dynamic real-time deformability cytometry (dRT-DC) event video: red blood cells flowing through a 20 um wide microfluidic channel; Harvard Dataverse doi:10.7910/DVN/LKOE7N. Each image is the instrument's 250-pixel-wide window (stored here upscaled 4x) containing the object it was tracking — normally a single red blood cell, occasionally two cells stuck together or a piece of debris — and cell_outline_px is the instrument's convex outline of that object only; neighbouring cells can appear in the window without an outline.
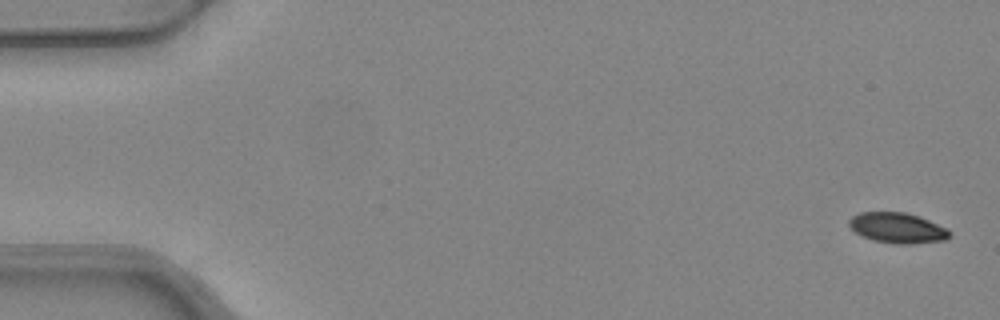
{"species": "common noctule bat (a hibernating species)", "species_latin": "Nyctalus noctula", "temperature_condition": "warm", "stored_images_in_passage": 6, "camera_frame_rate_fps": 3000, "um_per_image_px": 0.085, "animal": {"sex": "female", "body_mass_g": 24.6, "forearm_length_mm": 56.2}, "frame": {"image": 1, "passage_image": 1, "time_ms": 0.0, "image_size_px": [1000, 320], "cell_outline_px": [[952, 236], [944, 240], [912, 244], [892, 244], [872, 240], [856, 232], [848, 224], [848, 220], [852, 216], [860, 212], [904, 212], [920, 216], [948, 228], [952, 232]], "centroid_in_image_um": [76.33, 19.37], "position_along_channel_um": 8.7, "area_um2": 18.03}}
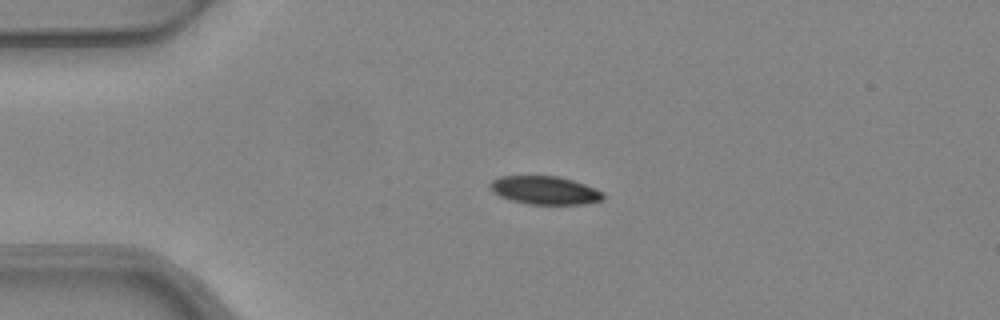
{"frame": {"image": 2, "passage_image": 4, "time_ms": 1.0, "image_size_px": [1000, 320], "cell_outline_px": [[604, 200], [584, 204], [528, 204], [512, 200], [500, 196], [492, 192], [488, 184], [492, 180], [500, 176], [556, 176], [572, 180], [584, 184], [604, 192]], "centroid_in_image_um": [46.3, 16.17], "position_along_channel_um": 38.7, "area_um2": 18.61}}
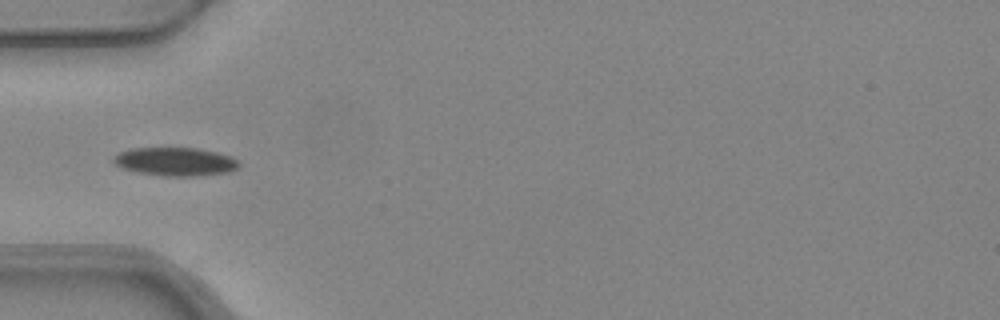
{"frame": {"image": 3, "passage_image": 5, "time_ms": 1.333, "image_size_px": [1000, 320], "cell_outline_px": [[240, 164], [236, 168], [228, 172], [192, 176], [168, 176], [140, 172], [124, 168], [116, 164], [112, 160], [120, 152], [132, 148], [196, 148], [216, 152], [232, 156]], "centroid_in_image_um": [14.93, 13.73], "position_along_channel_um": 70.1, "area_um2": 20.35}}